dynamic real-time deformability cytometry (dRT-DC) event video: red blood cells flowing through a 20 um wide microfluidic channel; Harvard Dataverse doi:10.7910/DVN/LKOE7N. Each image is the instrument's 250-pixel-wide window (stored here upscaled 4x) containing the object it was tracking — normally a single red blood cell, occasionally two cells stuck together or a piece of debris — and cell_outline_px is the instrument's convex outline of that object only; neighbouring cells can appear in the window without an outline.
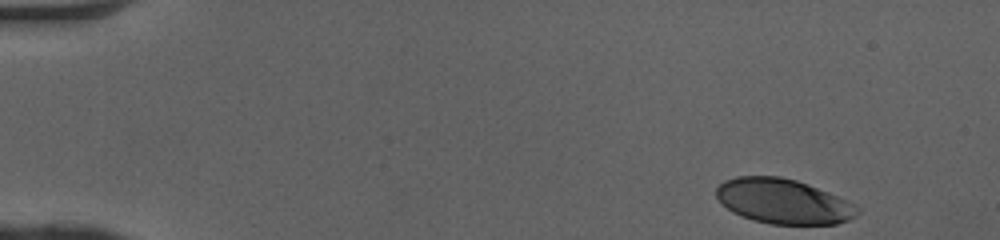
{"species": "human", "species_latin": "Homo sapiens", "temperature_condition": "cold", "stored_images_in_passage": 40, "camera_frame_rate_fps": 3000, "um_per_image_px": 0.085, "donor": {"sex": "female"}, "frame": {"image": 1, "passage_image": 1, "time_ms": 0.0, "image_size_px": [1000, 240], "cell_outline_px": [[860, 212], [856, 216], [848, 220], [836, 224], [772, 224], [752, 220], [740, 216], [732, 212], [716, 196], [716, 188], [724, 180], [736, 176], [780, 176], [796, 180], [808, 184], [828, 192], [860, 208]], "centroid_in_image_um": [66.56, 17.11], "position_along_channel_um": 18.4, "area_um2": 36.76}}
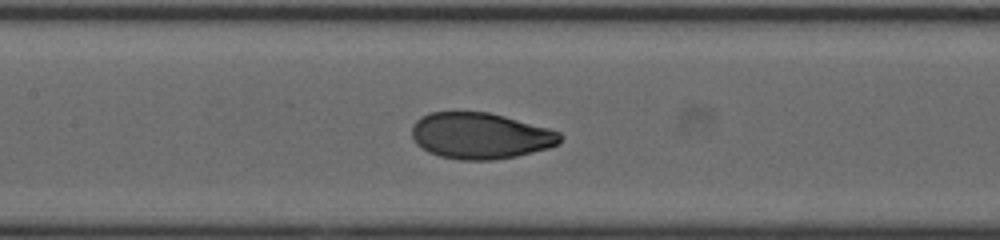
{"frame": {"image": 2, "passage_image": 21, "time_ms": 6.667, "image_size_px": [1000, 240], "cell_outline_px": [[564, 136], [560, 144], [548, 148], [516, 156], [492, 160], [460, 160], [440, 156], [428, 152], [416, 144], [412, 136], [412, 124], [420, 116], [432, 112], [488, 112], [504, 116], [548, 128], [560, 132]], "centroid_in_image_um": [40.83, 11.54], "position_along_channel_um": 166.6, "area_um2": 40.06}}
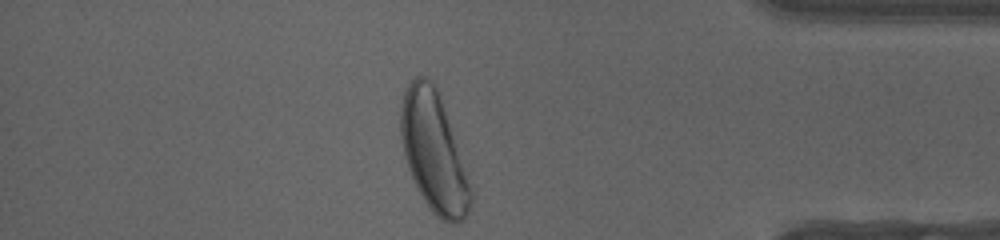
{"frame": {"image": 3, "passage_image": 40, "time_ms": 13.0, "image_size_px": [1000, 240], "cell_outline_px": [[472, 204], [464, 220], [456, 224], [448, 224], [440, 220], [436, 216], [424, 200], [408, 168], [404, 156], [400, 136], [400, 104], [404, 92], [408, 84], [416, 76], [424, 76], [432, 80], [436, 88], [468, 172], [472, 188]], "centroid_in_image_um": [36.88, 12.96], "position_along_channel_um": 398.3, "area_um2": 48.78}, "authors_computed_cell_mechanics": {"area_um2": 40.0554, "velocity_mm_per_s": 4.0746, "shape_relaxation_time_tau1_ms": 2.9393, "shape_relaxation_time_tau2_ms": null, "deformation_change_tau1": 0.1733, "deformation_change_tau2": null}}